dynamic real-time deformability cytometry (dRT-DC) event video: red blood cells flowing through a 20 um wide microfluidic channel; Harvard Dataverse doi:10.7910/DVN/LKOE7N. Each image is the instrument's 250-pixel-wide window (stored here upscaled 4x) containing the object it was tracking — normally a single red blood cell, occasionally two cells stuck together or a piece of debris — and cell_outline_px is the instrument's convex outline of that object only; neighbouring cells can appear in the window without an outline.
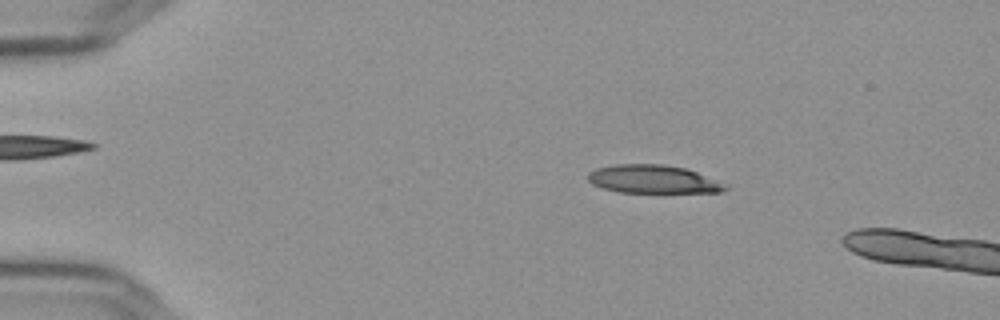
{"species": "Egyptian fruit bat (a non-hibernating species)", "species_latin": "Rousettus aegyptiacus", "temperature_condition": "cold", "stored_images_in_passage": 14, "camera_frame_rate_fps": 3000, "um_per_image_px": 0.085, "frame": {"image": 1, "passage_image": 10, "time_ms": 3.0, "image_size_px": [1000, 320], "cell_outline_px": [[728, 188], [720, 192], [620, 192], [604, 188], [592, 184], [588, 180], [588, 172], [596, 168], [616, 164], [664, 164], [684, 168], [696, 172], [728, 184]], "centroid_in_image_um": [55.51, 15.23], "position_along_channel_um": 29.5, "area_um2": 22.48}}